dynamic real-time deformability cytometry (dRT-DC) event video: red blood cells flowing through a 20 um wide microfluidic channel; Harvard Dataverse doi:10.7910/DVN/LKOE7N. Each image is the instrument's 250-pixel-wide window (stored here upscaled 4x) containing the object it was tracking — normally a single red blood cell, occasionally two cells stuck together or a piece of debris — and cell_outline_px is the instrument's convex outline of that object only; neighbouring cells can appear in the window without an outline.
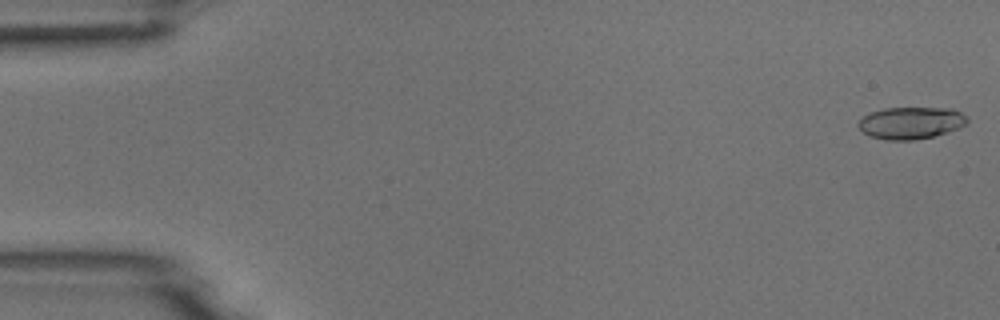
{"species": "common noctule bat (a hibernating species)", "species_latin": "Nyctalus noctula", "temperature_condition": "room temperature", "stored_images_in_passage": 5, "camera_frame_rate_fps": 3000, "um_per_image_px": 0.085, "animal": {"sex": "male", "body_mass_g": 18.8}, "frame": {"image": 1, "passage_image": 1, "time_ms": 0.0, "image_size_px": [1000, 320], "cell_outline_px": [[968, 120], [964, 124], [956, 128], [932, 136], [912, 140], [884, 140], [872, 136], [864, 132], [856, 124], [868, 112], [884, 108], [952, 108], [968, 116]], "centroid_in_image_um": [77.39, 10.43], "position_along_channel_um": 7.6, "area_um2": 20.11}}
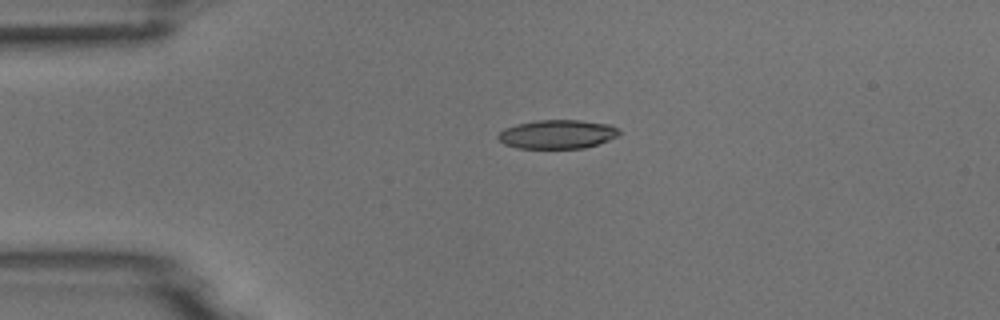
{"frame": {"image": 2, "passage_image": 4, "time_ms": 1.0, "image_size_px": [1000, 320], "cell_outline_px": [[620, 136], [584, 148], [516, 148], [504, 144], [496, 136], [504, 128], [516, 124], [536, 120], [580, 120], [612, 124], [620, 132]], "centroid_in_image_um": [47.37, 11.4], "position_along_channel_um": 37.6, "area_um2": 20.46}}